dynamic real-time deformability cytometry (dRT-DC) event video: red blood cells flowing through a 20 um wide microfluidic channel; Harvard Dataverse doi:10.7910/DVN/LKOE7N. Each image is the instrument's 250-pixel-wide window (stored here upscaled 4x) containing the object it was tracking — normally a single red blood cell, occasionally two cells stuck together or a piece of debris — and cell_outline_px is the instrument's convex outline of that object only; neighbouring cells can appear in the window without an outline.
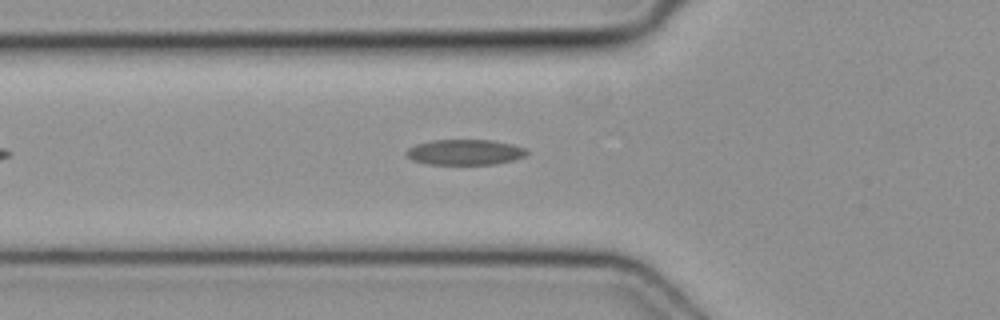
{"species": "common noctule bat (a hibernating species)", "species_latin": "Nyctalus noctula", "temperature_condition": "cold", "stored_images_in_passage": 34, "camera_frame_rate_fps": 3000, "um_per_image_px": 0.085, "animal": {"sex": "female", "body_mass_g": 19.3, "forearm_length_mm": 54.1}, "frame": {"image": 1, "passage_image": 8, "time_ms": 2.333, "image_size_px": [1000, 320], "cell_outline_px": [[528, 152], [524, 156], [512, 160], [496, 164], [428, 164], [412, 160], [404, 152], [408, 148], [416, 144], [432, 140], [492, 140], [512, 144], [524, 148]], "centroid_in_image_um": [39.49, 12.93], "position_along_channel_um": 86.3, "area_um2": 17.8}}
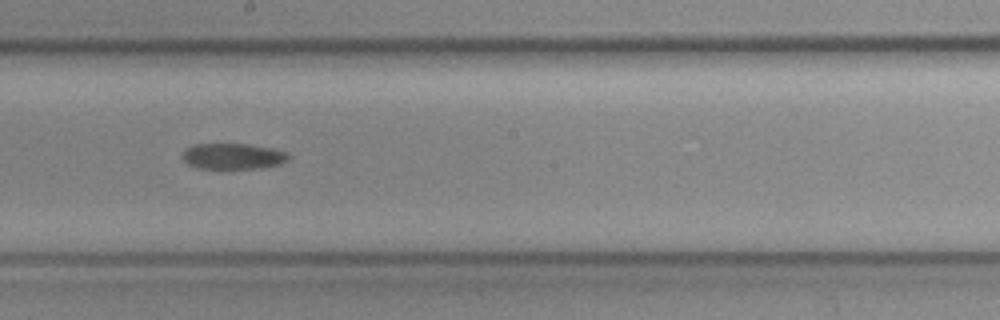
{"frame": {"image": 2, "passage_image": 18, "time_ms": 5.667, "image_size_px": [1000, 320], "cell_outline_px": [[292, 156], [288, 160], [280, 164], [264, 168], [196, 168], [188, 164], [184, 160], [184, 148], [192, 144], [248, 144], [272, 148], [288, 152]], "centroid_in_image_um": [19.85, 13.27], "position_along_channel_um": 228.4, "area_um2": 16.13}}
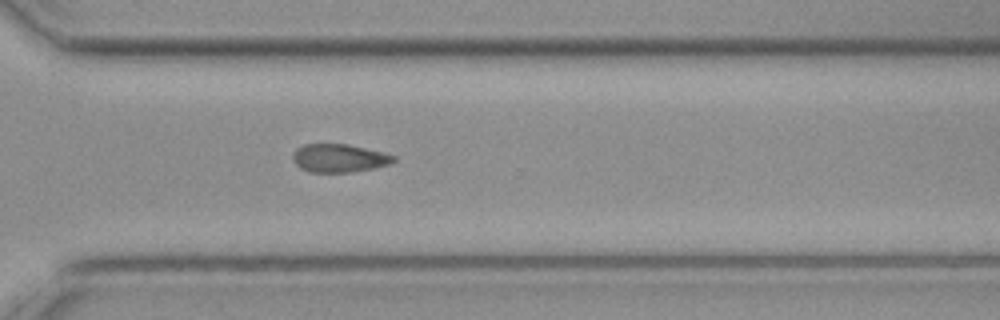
{"frame": {"image": 3, "passage_image": 26, "time_ms": 8.333, "image_size_px": [1000, 320], "cell_outline_px": [[396, 160], [388, 164], [376, 168], [348, 172], [308, 172], [300, 168], [292, 160], [292, 156], [296, 148], [304, 144], [348, 144], [396, 156]], "centroid_in_image_um": [28.79, 13.44], "position_along_channel_um": 341.8, "area_um2": 16.53}}